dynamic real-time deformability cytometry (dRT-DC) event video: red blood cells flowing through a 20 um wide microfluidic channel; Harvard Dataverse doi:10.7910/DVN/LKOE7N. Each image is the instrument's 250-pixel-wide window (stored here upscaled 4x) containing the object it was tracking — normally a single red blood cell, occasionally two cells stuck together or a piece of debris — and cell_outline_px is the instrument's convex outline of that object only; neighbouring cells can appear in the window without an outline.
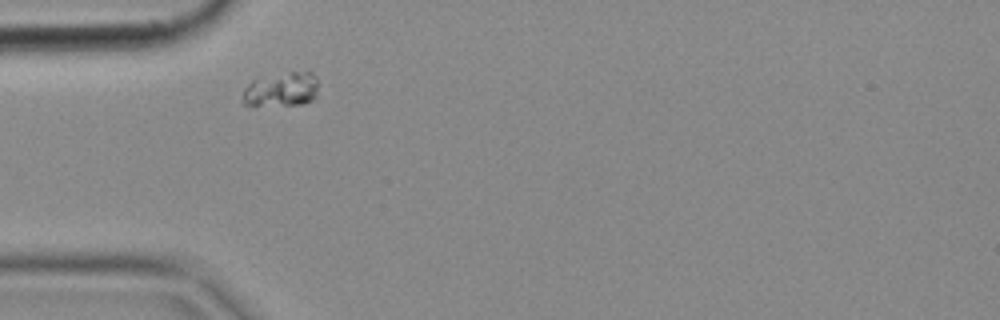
{"species": "common noctule bat (a hibernating species)", "species_latin": "Nyctalus noctula", "temperature_condition": "cold", "stored_images_in_passage": 2, "camera_frame_rate_fps": 3000, "um_per_image_px": 0.085, "animal": {"sex": "female", "body_mass_g": 18.4}, "frame": {"image": 1, "passage_image": 1, "time_ms": 0.0, "image_size_px": [1000, 320], "cell_outline_px": [[316, 96], [312, 100], [304, 104], [240, 104], [244, 88], [252, 80], [308, 68], [316, 76]], "centroid_in_image_um": [23.95, 7.56], "position_along_channel_um": 61.0, "area_um2": 15.09}}
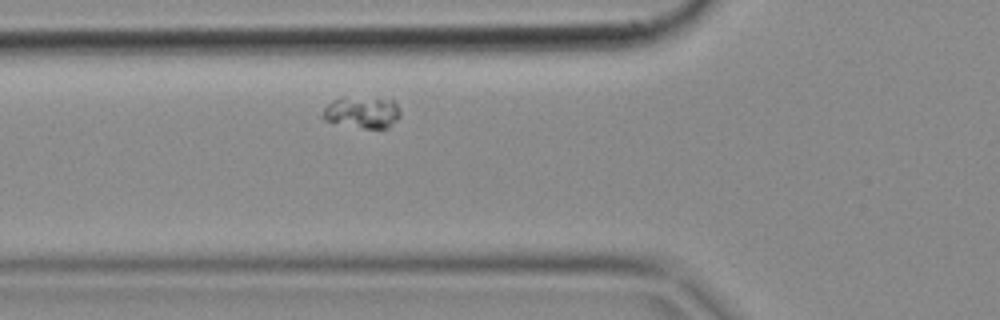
{"frame": {"image": 2, "passage_image": 2, "time_ms": 0.333, "image_size_px": [1000, 320], "cell_outline_px": [[400, 116], [388, 128], [364, 128], [324, 120], [320, 116], [324, 108], [328, 104], [340, 96], [344, 96], [392, 100], [396, 104], [400, 112]], "centroid_in_image_um": [30.75, 9.53], "position_along_channel_um": 95.0, "area_um2": 14.22}}